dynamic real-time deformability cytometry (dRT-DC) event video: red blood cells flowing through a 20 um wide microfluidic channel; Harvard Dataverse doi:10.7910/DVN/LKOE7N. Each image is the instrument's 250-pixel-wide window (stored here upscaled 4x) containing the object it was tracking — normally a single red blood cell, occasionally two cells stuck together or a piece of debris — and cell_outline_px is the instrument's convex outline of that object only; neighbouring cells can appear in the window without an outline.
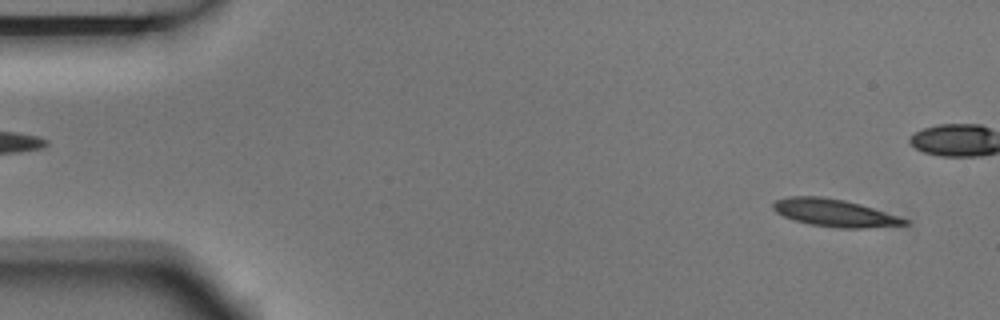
{"species": "Egyptian fruit bat (a non-hibernating species)", "species_latin": "Rousettus aegyptiacus", "temperature_condition": "room temperature", "stored_images_in_passage": 5, "camera_frame_rate_fps": 3000, "um_per_image_px": 0.085, "animal": {"sex": "male"}, "frame": {"image": 1, "passage_image": 1, "time_ms": 0.0, "image_size_px": [1000, 320], "cell_outline_px": [[908, 224], [864, 228], [840, 228], [812, 224], [796, 220], [784, 216], [776, 212], [772, 208], [772, 204], [776, 200], [788, 196], [820, 196], [844, 200], [860, 204], [900, 216], [908, 220]], "centroid_in_image_um": [70.93, 18.08], "position_along_channel_um": 14.1, "area_um2": 20.81}}
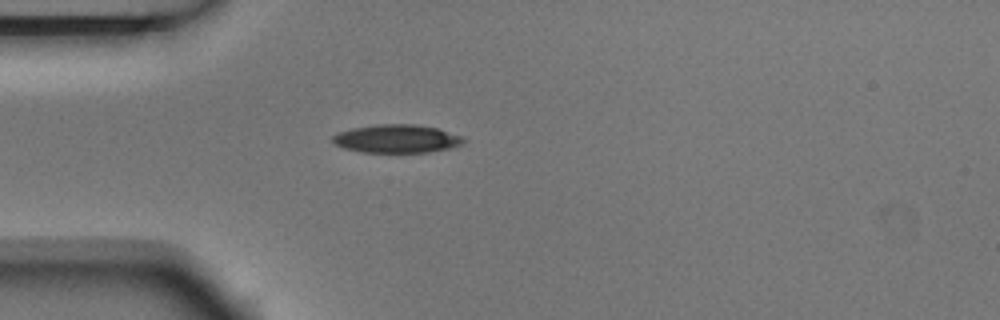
{"frame": {"image": 2, "passage_image": 5, "time_ms": 1.333, "image_size_px": [1000, 320], "cell_outline_px": [[464, 144], [448, 148], [428, 152], [360, 152], [344, 148], [336, 144], [332, 140], [332, 136], [336, 132], [352, 128], [376, 124], [416, 124], [436, 128], [464, 136]], "centroid_in_image_um": [33.71, 11.78], "position_along_channel_um": 51.3, "area_um2": 21.62}}